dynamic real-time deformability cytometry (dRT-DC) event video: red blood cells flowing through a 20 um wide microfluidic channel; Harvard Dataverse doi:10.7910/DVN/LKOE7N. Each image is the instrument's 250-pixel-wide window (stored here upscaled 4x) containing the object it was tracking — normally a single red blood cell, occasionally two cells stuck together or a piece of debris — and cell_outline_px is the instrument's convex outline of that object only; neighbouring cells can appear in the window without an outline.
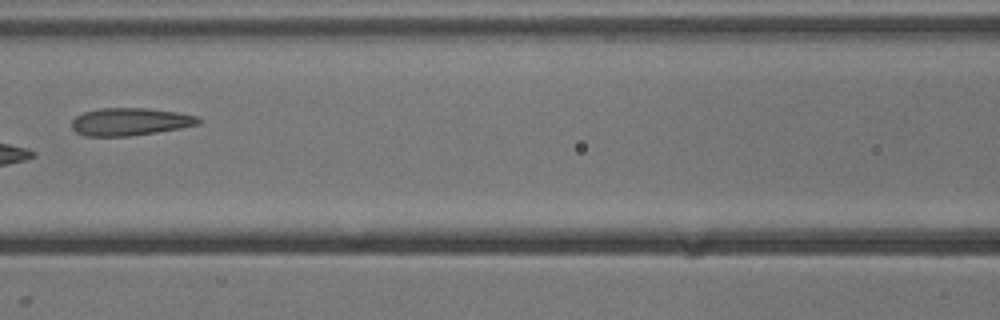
{"species": "common noctule bat (a hibernating species)", "species_latin": "Nyctalus noctula", "temperature_condition": "cold", "stored_images_in_passage": 8, "camera_frame_rate_fps": 3000, "um_per_image_px": 0.085, "animal": {"sex": "male", "body_mass_g": 13.3}, "frame": {"image": 1, "passage_image": 7, "time_ms": 7.667, "image_size_px": [1000, 320], "cell_outline_px": [[200, 124], [180, 128], [132, 136], [84, 136], [76, 132], [72, 128], [72, 120], [76, 116], [84, 112], [100, 108], [148, 108], [176, 112], [196, 116], [200, 120]], "centroid_in_image_um": [11.03, 10.35], "position_along_channel_um": 155.6, "area_um2": 20.35}}
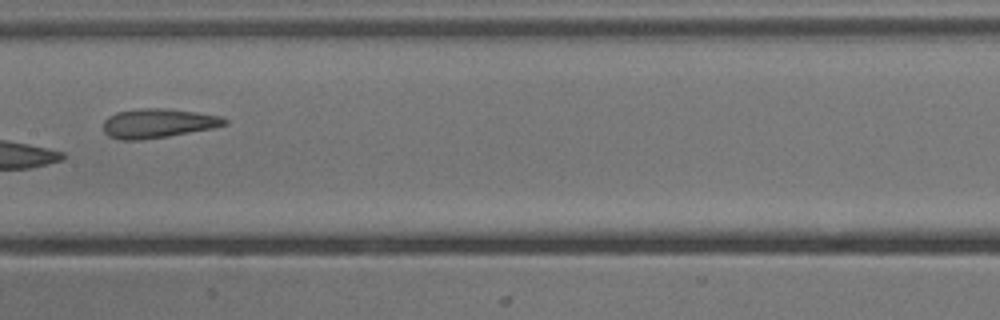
{"frame": {"image": 2, "passage_image": 8, "time_ms": 8.667, "image_size_px": [1000, 320], "cell_outline_px": [[228, 124], [212, 128], [168, 136], [140, 140], [120, 140], [108, 136], [104, 132], [104, 120], [108, 116], [116, 112], [136, 108], [164, 108], [196, 112], [220, 116], [228, 120]], "centroid_in_image_um": [13.4, 10.47], "position_along_channel_um": 194.0, "area_um2": 20.75}}